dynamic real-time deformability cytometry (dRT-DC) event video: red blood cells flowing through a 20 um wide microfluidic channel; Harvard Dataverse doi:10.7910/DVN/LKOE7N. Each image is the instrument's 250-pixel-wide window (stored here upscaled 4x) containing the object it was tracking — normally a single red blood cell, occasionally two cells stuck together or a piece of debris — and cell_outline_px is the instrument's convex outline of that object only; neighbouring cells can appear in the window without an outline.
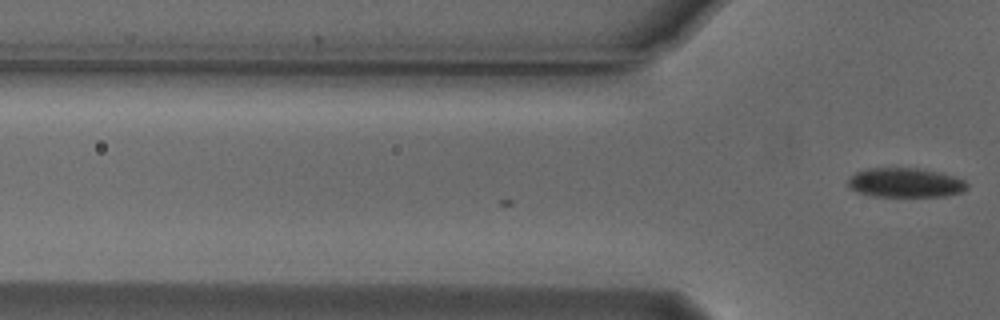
{"species": "Egyptian fruit bat (a non-hibernating species)", "species_latin": "Rousettus aegyptiacus", "temperature_condition": "cold", "stored_images_in_passage": 3, "camera_frame_rate_fps": 3000, "um_per_image_px": 0.085, "animal": {"sex": "male"}, "frame": {"image": 1, "passage_image": 3, "time_ms": 0.667, "image_size_px": [1000, 320], "cell_outline_px": [[968, 188], [964, 192], [948, 196], [872, 196], [856, 192], [848, 188], [848, 176], [856, 172], [868, 168], [920, 168], [940, 172], [964, 180], [968, 184]], "centroid_in_image_um": [76.94, 15.53], "position_along_channel_um": 48.9, "area_um2": 20.69}}